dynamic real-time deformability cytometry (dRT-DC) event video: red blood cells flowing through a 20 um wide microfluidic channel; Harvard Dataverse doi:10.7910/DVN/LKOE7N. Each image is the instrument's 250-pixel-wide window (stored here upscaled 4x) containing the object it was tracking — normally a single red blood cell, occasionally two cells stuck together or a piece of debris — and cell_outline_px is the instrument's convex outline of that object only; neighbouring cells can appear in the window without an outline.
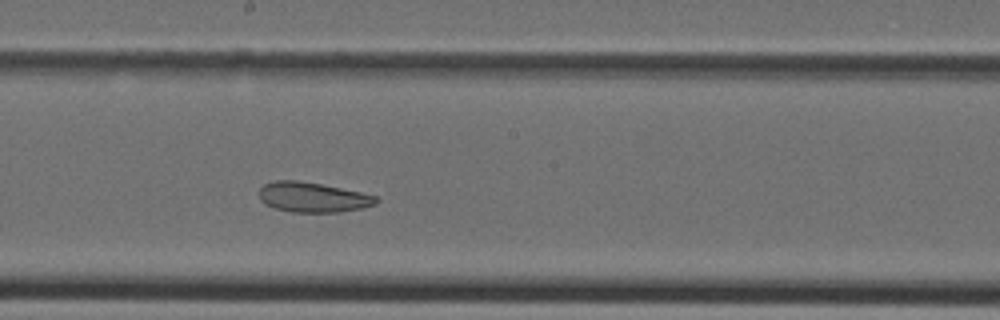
{"species": "Egyptian fruit bat (a non-hibernating species)", "species_latin": "Rousettus aegyptiacus", "temperature_condition": "cold", "stored_images_in_passage": 32, "camera_frame_rate_fps": 3000, "um_per_image_px": 0.085, "animal": {"sex": "female"}, "frame": {"image": 1, "passage_image": 15, "time_ms": 4.667, "image_size_px": [1000, 320], "cell_outline_px": [[380, 200], [376, 204], [360, 208], [340, 212], [292, 212], [276, 208], [264, 204], [260, 200], [260, 188], [264, 184], [276, 180], [296, 180], [320, 184], [360, 192], [376, 196]], "centroid_in_image_um": [26.58, 16.77], "position_along_channel_um": 221.6, "area_um2": 20.29}}
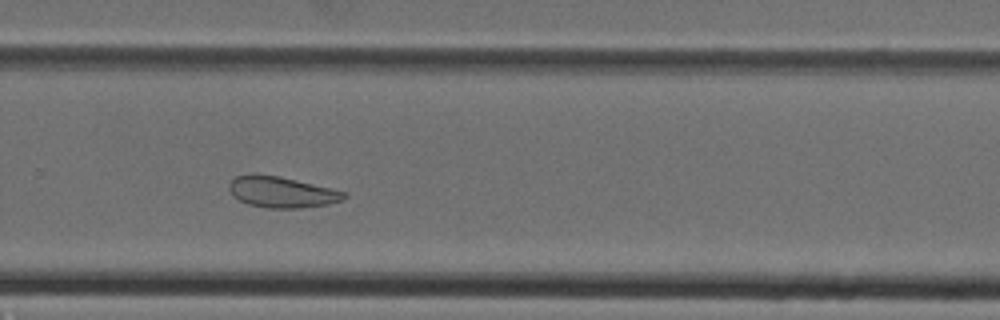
{"frame": {"image": 2, "passage_image": 20, "time_ms": 6.333, "image_size_px": [1000, 320], "cell_outline_px": [[348, 196], [340, 200], [328, 204], [300, 208], [268, 208], [248, 204], [232, 196], [228, 188], [228, 184], [236, 176], [252, 172], [280, 176], [348, 192]], "centroid_in_image_um": [23.91, 16.31], "position_along_channel_um": 305.9, "area_um2": 21.04}}
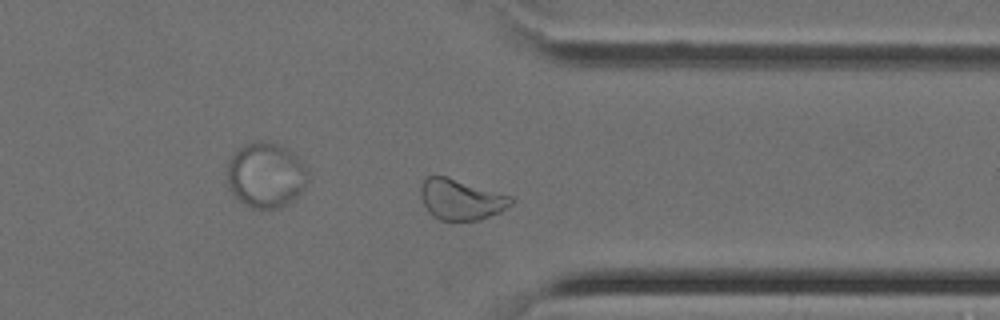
{"frame": {"image": 3, "passage_image": 24, "time_ms": 7.667, "image_size_px": [1000, 320], "cell_outline_px": [[516, 200], [512, 204], [500, 212], [480, 220], [440, 220], [432, 216], [428, 212], [420, 196], [420, 184], [428, 176], [444, 176], [516, 196]], "centroid_in_image_um": [39.23, 16.95], "position_along_channel_um": 372.2, "area_um2": 21.73}}